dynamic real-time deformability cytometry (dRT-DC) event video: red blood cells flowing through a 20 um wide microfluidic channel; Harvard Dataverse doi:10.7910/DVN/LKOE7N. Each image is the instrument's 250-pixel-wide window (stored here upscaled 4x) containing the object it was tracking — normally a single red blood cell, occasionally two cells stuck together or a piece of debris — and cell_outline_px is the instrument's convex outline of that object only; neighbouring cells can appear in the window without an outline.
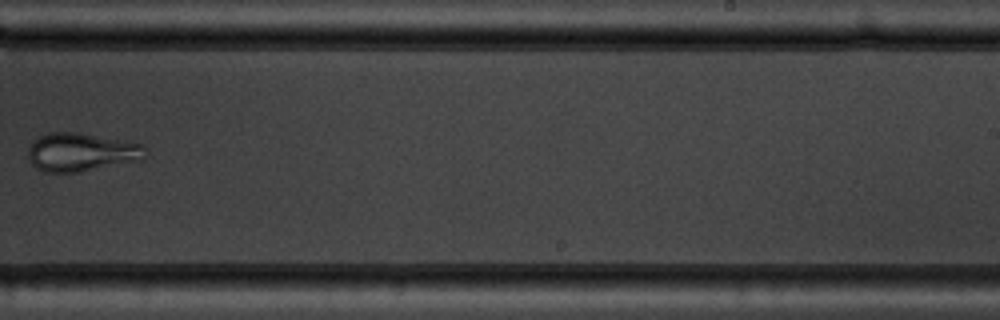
{"species": "common noctule bat (a hibernating species)", "species_latin": "Nyctalus noctula", "temperature_condition": "warm", "stored_images_in_passage": 11, "camera_frame_rate_fps": 3000, "um_per_image_px": 0.085, "animal": {"sex": "male", "body_mass_g": 19.5, "forearm_length_mm": 54.6}, "frame": {"image": 1, "passage_image": 7, "time_ms": 7.0, "image_size_px": [1000, 320], "cell_outline_px": [[144, 160], [80, 172], [44, 172], [36, 168], [32, 164], [28, 156], [28, 148], [32, 140], [48, 132], [80, 132], [144, 144]], "centroid_in_image_um": [6.9, 12.93], "position_along_channel_um": 282.1, "area_um2": 26.53}, "authors_computed_cell_mechanics": {"area_um2": 28.2642, "velocity_mm_per_s": 3.7567, "shape_relaxation_time_tau1_ms": null, "shape_relaxation_time_tau2_ms": 2.5056, "deformation_change_tau1": null, "deformation_change_tau2": 0.0519}}